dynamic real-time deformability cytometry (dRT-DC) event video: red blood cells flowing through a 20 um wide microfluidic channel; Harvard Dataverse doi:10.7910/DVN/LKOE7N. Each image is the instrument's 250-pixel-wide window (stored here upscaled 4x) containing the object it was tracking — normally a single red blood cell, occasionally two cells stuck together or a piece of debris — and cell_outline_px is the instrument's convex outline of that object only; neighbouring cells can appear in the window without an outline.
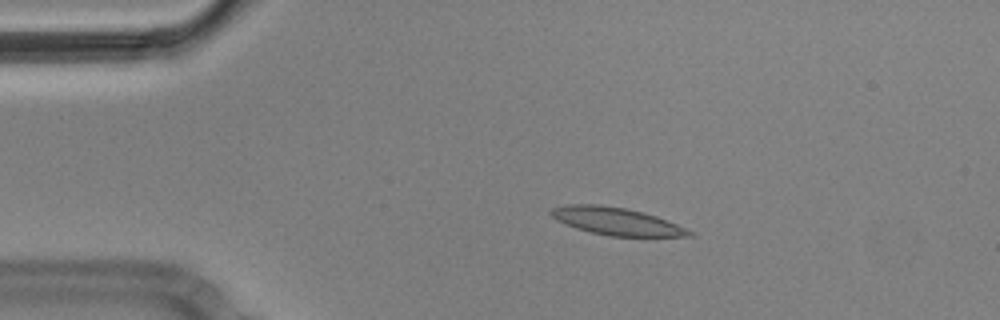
{"species": "Egyptian fruit bat (a non-hibernating species)", "species_latin": "Rousettus aegyptiacus", "temperature_condition": "cold", "stored_images_in_passage": 9, "camera_frame_rate_fps": 3000, "um_per_image_px": 0.085, "animal": {"sex": "male"}, "frame": {"image": 1, "passage_image": 3, "time_ms": 0.667, "image_size_px": [1000, 320], "cell_outline_px": [[696, 236], [608, 236], [576, 228], [564, 224], [556, 220], [548, 212], [552, 208], [568, 204], [600, 204], [624, 208], [644, 212], [656, 216], [696, 232]], "centroid_in_image_um": [52.39, 18.8], "position_along_channel_um": 32.6, "area_um2": 22.2}}
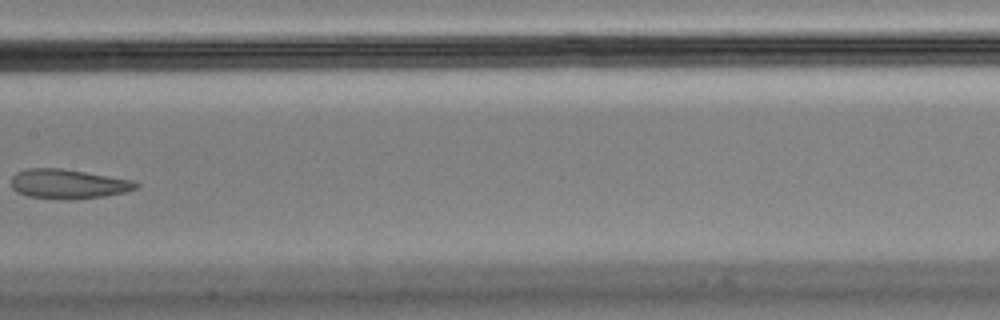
{"frame": {"image": 2, "passage_image": 8, "time_ms": 2.333, "image_size_px": [1000, 320], "cell_outline_px": [[140, 184], [136, 188], [124, 192], [104, 196], [68, 200], [60, 200], [28, 196], [16, 192], [12, 188], [12, 176], [16, 172], [28, 168], [60, 168], [132, 180]], "centroid_in_image_um": [5.75, 15.64], "position_along_channel_um": 201.7, "area_um2": 21.39}}
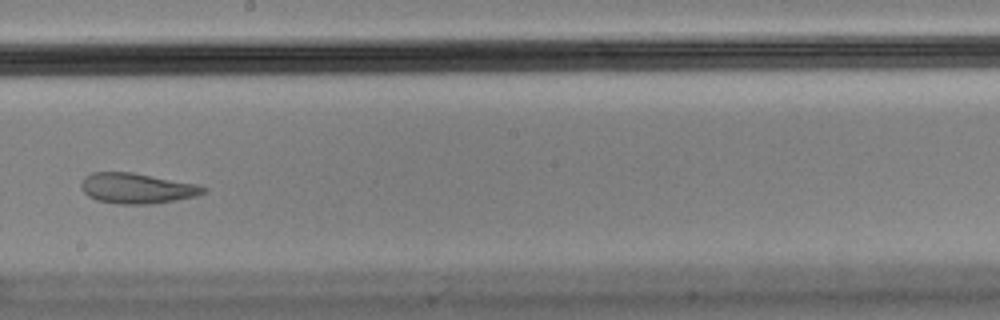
{"frame": {"image": 3, "passage_image": 9, "time_ms": 2.667, "image_size_px": [1000, 320], "cell_outline_px": [[208, 188], [204, 192], [196, 196], [176, 200], [148, 204], [116, 204], [96, 200], [88, 196], [80, 188], [80, 184], [84, 176], [92, 172], [132, 172], [196, 184]], "centroid_in_image_um": [11.59, 16.0], "position_along_channel_um": 236.6, "area_um2": 21.68}}